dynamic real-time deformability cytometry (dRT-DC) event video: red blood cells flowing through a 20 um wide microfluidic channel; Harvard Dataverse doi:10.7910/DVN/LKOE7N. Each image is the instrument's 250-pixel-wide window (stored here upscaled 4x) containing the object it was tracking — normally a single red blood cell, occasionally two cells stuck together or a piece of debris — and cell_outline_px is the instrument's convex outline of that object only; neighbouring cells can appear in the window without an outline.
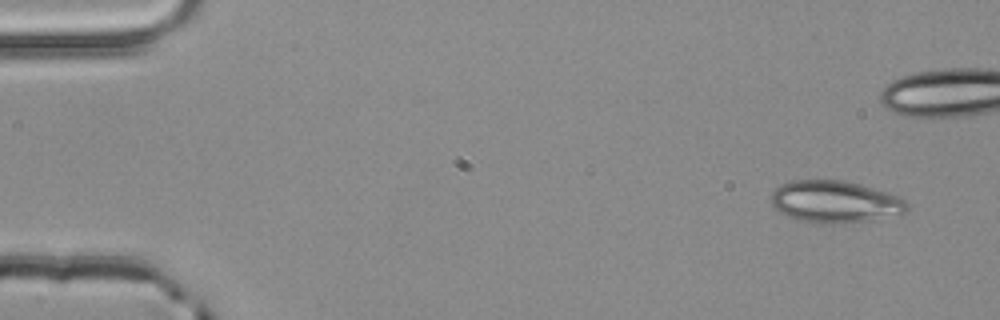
{"species": "common noctule bat (a hibernating species)", "species_latin": "Nyctalus noctula", "temperature_condition": "room temperature", "stored_images_in_passage": 6, "camera_frame_rate_fps": 3000, "um_per_image_px": 0.085, "animal": {"sex": "male", "body_mass_g": 20.4}, "frame": {"image": 1, "passage_image": 1, "time_ms": 0.0, "image_size_px": [1000, 320], "cell_outline_px": [[908, 212], [904, 216], [872, 220], [832, 224], [820, 224], [800, 220], [788, 216], [780, 212], [772, 204], [772, 192], [780, 184], [792, 180], [840, 180], [860, 184], [900, 196], [908, 204]], "centroid_in_image_um": [71.05, 17.16], "position_along_channel_um": 13.9, "area_um2": 33.7}}